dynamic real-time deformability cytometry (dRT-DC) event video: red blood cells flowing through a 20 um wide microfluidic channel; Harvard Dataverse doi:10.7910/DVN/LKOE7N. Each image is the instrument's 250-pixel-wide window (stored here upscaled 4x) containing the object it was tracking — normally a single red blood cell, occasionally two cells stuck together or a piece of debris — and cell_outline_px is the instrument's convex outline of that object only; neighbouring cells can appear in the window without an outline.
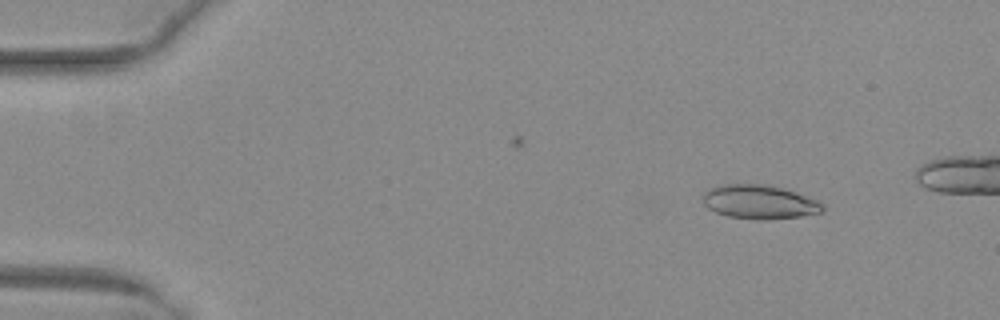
{"species": "common noctule bat (a hibernating species)", "species_latin": "Nyctalus noctula", "temperature_condition": "warm", "stored_images_in_passage": 42, "camera_frame_rate_fps": 3000, "um_per_image_px": 0.085, "animal": {"sex": "female", "body_mass_g": 29.2, "forearm_length_mm": 56.3}, "frame": {"image": 1, "passage_image": 4, "time_ms": 1.0, "image_size_px": [1000, 320], "cell_outline_px": [[824, 212], [800, 216], [768, 220], [764, 220], [728, 216], [716, 212], [708, 208], [704, 204], [704, 192], [712, 188], [724, 184], [764, 184], [796, 192], [820, 200], [824, 204]], "centroid_in_image_um": [64.61, 17.17], "position_along_channel_um": 20.4, "area_um2": 23.64}}
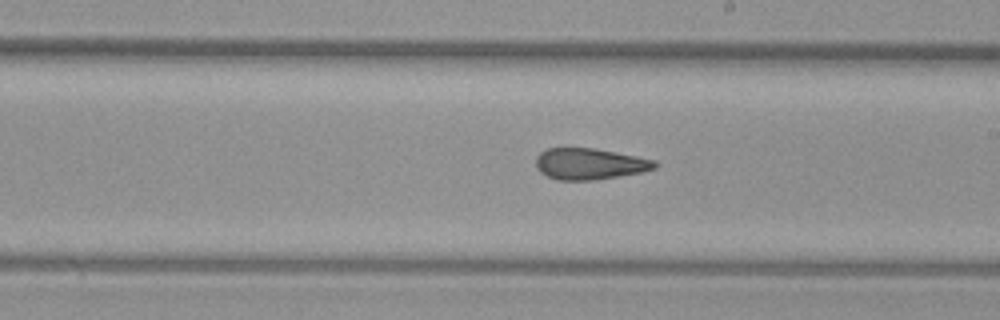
{"frame": {"image": 2, "passage_image": 28, "time_ms": 9.0, "image_size_px": [1000, 320], "cell_outline_px": [[656, 168], [640, 172], [596, 180], [556, 180], [540, 172], [536, 168], [536, 156], [540, 152], [548, 148], [596, 148], [656, 160]], "centroid_in_image_um": [50.09, 13.93], "position_along_channel_um": 238.9, "area_um2": 21.68}}
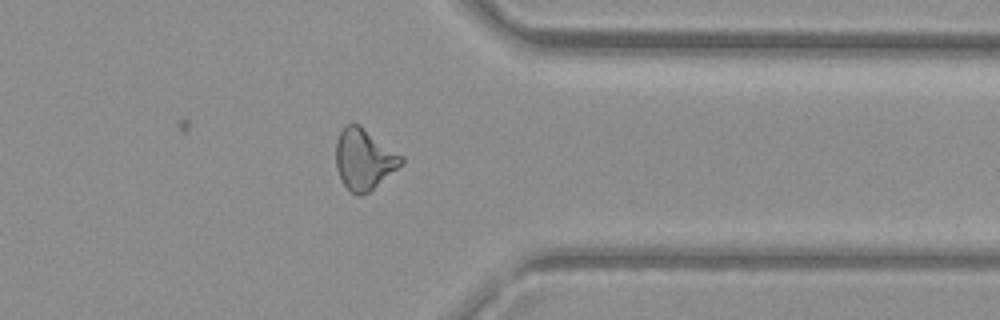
{"frame": {"image": 3, "passage_image": 39, "time_ms": 12.667, "image_size_px": [1000, 320], "cell_outline_px": [[404, 164], [368, 192], [360, 196], [356, 196], [340, 180], [336, 168], [336, 140], [344, 124], [352, 120], [360, 124], [404, 156]], "centroid_in_image_um": [30.94, 13.49], "position_along_channel_um": 380.5, "area_um2": 23.7}, "authors_computed_cell_mechanics": {"area_um2": 22.7443, "velocity_mm_per_s": 4.0411, "shape_relaxation_time_tau1_ms": null, "shape_relaxation_time_tau2_ms": 2.7089, "deformation_change_tau1": null, "deformation_change_tau2": 0.1179}}